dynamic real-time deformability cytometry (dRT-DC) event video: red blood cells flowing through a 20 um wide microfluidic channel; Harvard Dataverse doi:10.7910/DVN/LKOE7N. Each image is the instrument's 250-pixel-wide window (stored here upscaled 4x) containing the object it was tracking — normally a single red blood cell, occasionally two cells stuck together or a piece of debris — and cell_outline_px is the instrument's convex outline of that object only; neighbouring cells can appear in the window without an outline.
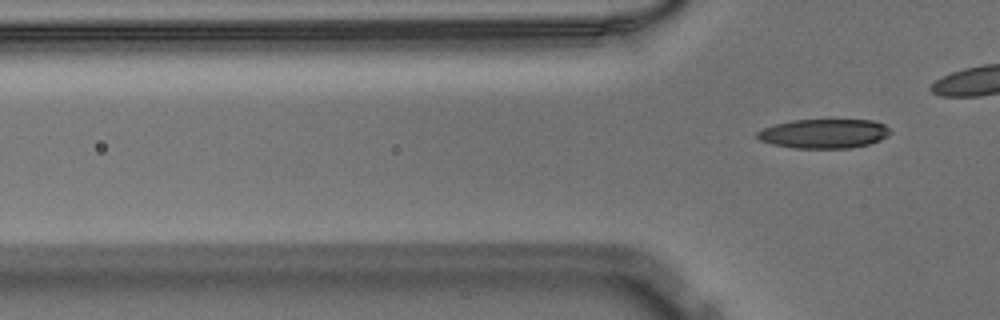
{"species": "Egyptian fruit bat (a non-hibernating species)", "species_latin": "Rousettus aegyptiacus", "temperature_condition": "warm", "stored_images_in_passage": 2, "camera_frame_rate_fps": 3000, "um_per_image_px": 0.085, "animal": {"sex": "male"}, "frame": {"image": 1, "passage_image": 2, "time_ms": 0.333, "image_size_px": [1000, 320], "cell_outline_px": [[892, 132], [888, 136], [880, 140], [868, 144], [848, 148], [796, 148], [772, 144], [760, 140], [756, 136], [756, 132], [764, 128], [776, 124], [792, 120], [872, 120], [884, 124]], "centroid_in_image_um": [70.05, 11.35], "position_along_channel_um": 55.8, "area_um2": 22.6}}